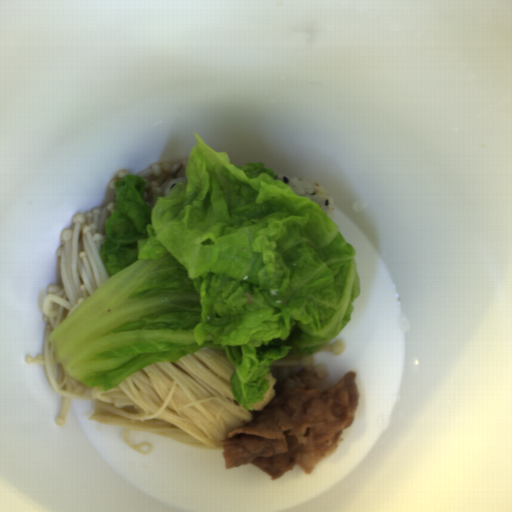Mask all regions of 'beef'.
I'll list each match as a JSON object with an SVG mask.
<instances>
[{"instance_id": "obj_1", "label": "beef", "mask_w": 512, "mask_h": 512, "mask_svg": "<svg viewBox=\"0 0 512 512\" xmlns=\"http://www.w3.org/2000/svg\"><path fill=\"white\" fill-rule=\"evenodd\" d=\"M326 364L318 363L273 387L274 396L252 420L219 440L226 470L253 464L272 481L294 466L304 474L336 453L342 433L352 427L359 404L357 374L348 371L327 387Z\"/></svg>"}]
</instances>
